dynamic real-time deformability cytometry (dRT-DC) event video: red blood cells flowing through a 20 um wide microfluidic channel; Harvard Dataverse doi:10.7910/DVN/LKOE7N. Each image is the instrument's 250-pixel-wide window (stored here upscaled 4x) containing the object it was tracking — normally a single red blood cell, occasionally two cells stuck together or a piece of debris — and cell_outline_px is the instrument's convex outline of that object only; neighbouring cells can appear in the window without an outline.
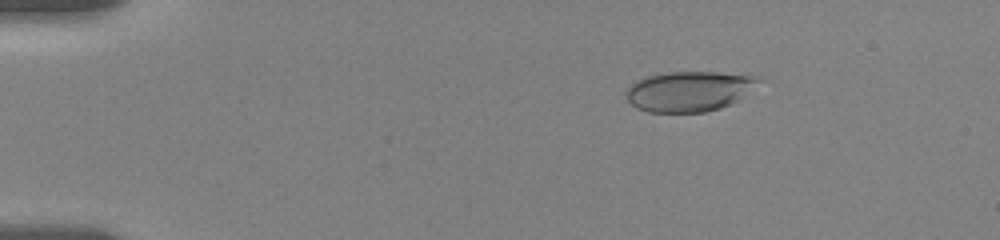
{"species": "human", "species_latin": "Homo sapiens", "temperature_condition": "room temperature", "stored_images_in_passage": 37, "camera_frame_rate_fps": 3000, "um_per_image_px": 0.085, "donor": {"sex": "female"}, "frame": {"image": 1, "passage_image": 6, "time_ms": 2.667, "image_size_px": [1000, 240], "cell_outline_px": [[760, 76], [736, 100], [720, 108], [704, 112], [648, 112], [636, 108], [628, 100], [628, 88], [636, 80], [644, 76], [668, 72], [716, 72]], "centroid_in_image_um": [58.46, 7.75], "position_along_channel_um": 26.5, "area_um2": 30.17}}
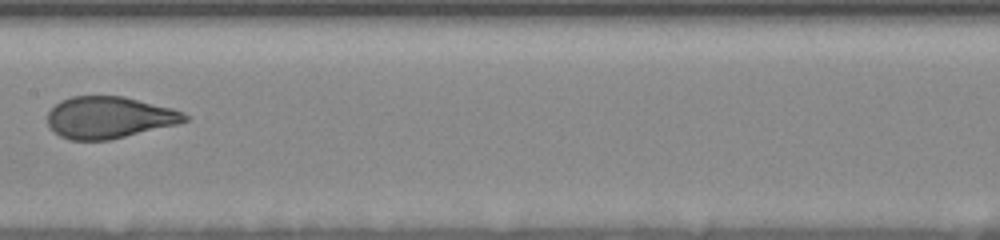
{"frame": {"image": 2, "passage_image": 21, "time_ms": 9.667, "image_size_px": [1000, 240], "cell_outline_px": [[188, 120], [176, 124], [108, 140], [72, 140], [60, 136], [52, 132], [48, 124], [48, 112], [60, 100], [72, 96], [124, 96], [172, 108], [184, 112], [188, 116]], "centroid_in_image_um": [9.25, 9.98], "position_along_channel_um": 198.2, "area_um2": 33.29}}
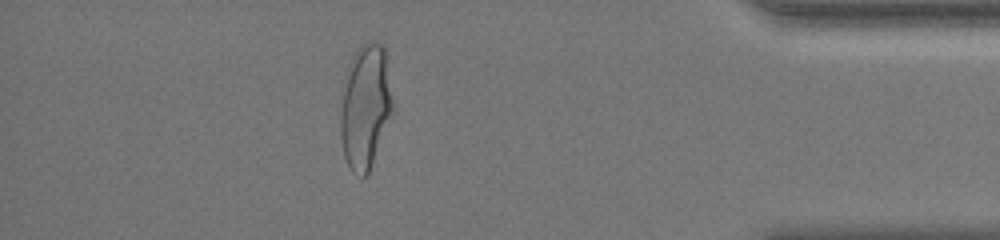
{"frame": {"image": 3, "passage_image": 33, "time_ms": 16.333, "image_size_px": [1000, 240], "cell_outline_px": [[396, 112], [368, 172], [364, 176], [352, 172], [344, 156], [340, 136], [340, 112], [348, 64], [352, 56], [360, 44], [368, 40], [376, 40], [384, 48], [396, 104]], "centroid_in_image_um": [31.12, 9.03], "position_along_channel_um": 404.1, "area_um2": 38.96}, "authors_computed_cell_mechanics": {"area_um2": 33.524, "velocity_mm_per_s": 3.6053, "shape_relaxation_time_tau1_ms": 4.5292, "shape_relaxation_time_tau2_ms": null, "deformation_change_tau1": 0.1858, "deformation_change_tau2": null}}